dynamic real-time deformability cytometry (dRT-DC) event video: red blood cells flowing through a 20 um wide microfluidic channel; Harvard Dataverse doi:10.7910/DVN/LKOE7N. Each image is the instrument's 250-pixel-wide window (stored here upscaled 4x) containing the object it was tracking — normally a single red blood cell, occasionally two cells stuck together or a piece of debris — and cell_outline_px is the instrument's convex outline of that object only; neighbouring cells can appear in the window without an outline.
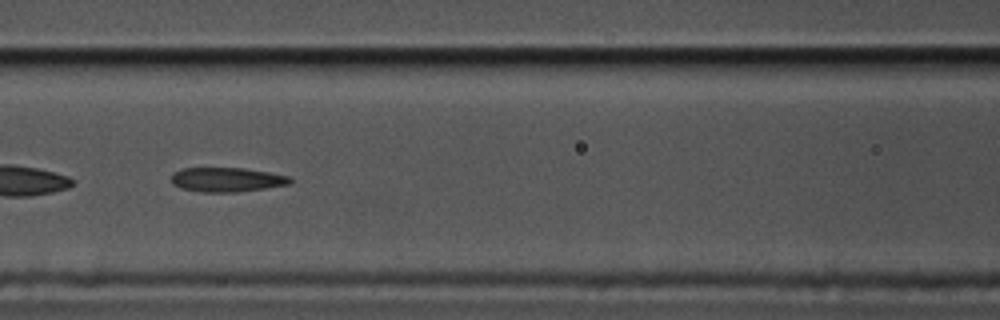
{"species": "common noctule bat (a hibernating species)", "species_latin": "Nyctalus noctula", "temperature_condition": "cold", "stored_images_in_passage": 54, "segment_of_instrument_passage": [2, 2], "camera_frame_rate_fps": 3000, "um_per_image_px": 0.085, "animal": {"sex": "male", "body_mass_g": 17.5, "forearm_length_mm": 52.3}, "frame": {"image": 1, "passage_image": 24, "time_ms": 7.667, "image_size_px": [1000, 320], "cell_outline_px": [[292, 180], [288, 184], [240, 192], [200, 192], [180, 188], [172, 184], [168, 180], [176, 172], [184, 168], [244, 168], [292, 176]], "centroid_in_image_um": [19.26, 15.27], "position_along_channel_um": 147.3, "area_um2": 16.94}}
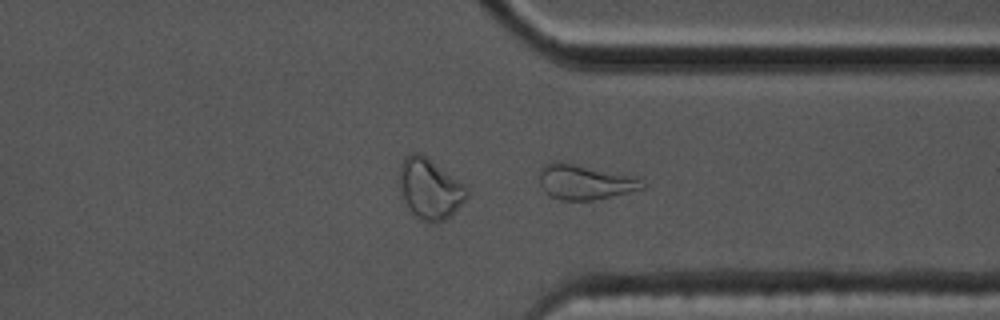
{"frame": {"image": 2, "passage_image": 42, "time_ms": 13.667, "image_size_px": [1000, 320], "cell_outline_px": [[648, 188], [612, 196], [592, 200], [560, 200], [544, 192], [536, 176], [536, 172], [544, 164], [552, 160], [560, 160], [640, 176]], "centroid_in_image_um": [49.72, 15.42], "position_along_channel_um": 361.7, "area_um2": 22.14}}